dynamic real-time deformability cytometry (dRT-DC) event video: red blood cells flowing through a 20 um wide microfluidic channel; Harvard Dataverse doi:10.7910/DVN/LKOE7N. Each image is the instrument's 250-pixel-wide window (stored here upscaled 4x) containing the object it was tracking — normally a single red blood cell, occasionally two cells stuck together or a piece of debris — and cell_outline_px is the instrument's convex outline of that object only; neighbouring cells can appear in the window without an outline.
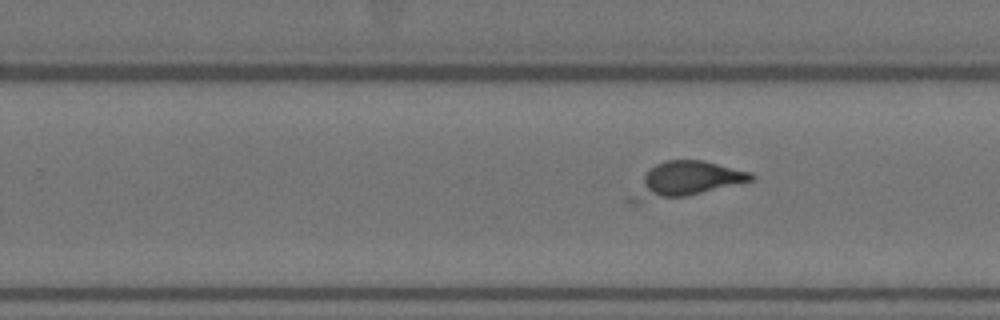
{"species": "Egyptian fruit bat (a non-hibernating species)", "species_latin": "Rousettus aegyptiacus", "temperature_condition": "warm", "stored_images_in_passage": 30, "camera_frame_rate_fps": 3000, "um_per_image_px": 0.085, "animal": {"sex": "female"}, "frame": {"image": 1, "passage_image": 21, "time_ms": 6.667, "image_size_px": [1000, 320], "cell_outline_px": [[756, 180], [684, 196], [640, 204], [628, 204], [628, 196], [648, 168], [664, 160], [704, 160], [752, 172], [756, 176]], "centroid_in_image_um": [58.23, 15.29], "position_along_channel_um": 271.6, "area_um2": 24.97}}
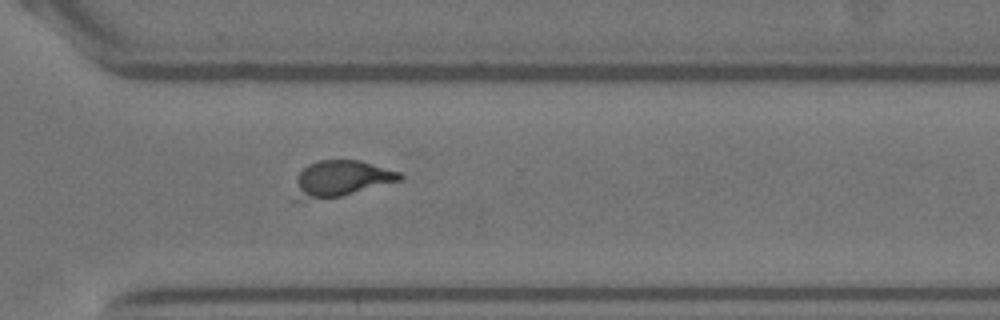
{"frame": {"image": 2, "passage_image": 27, "time_ms": 8.667, "image_size_px": [1000, 320], "cell_outline_px": [[404, 180], [340, 196], [296, 200], [292, 200], [296, 180], [300, 172], [308, 164], [320, 160], [360, 160], [400, 172], [404, 176]], "centroid_in_image_um": [29.0, 15.18], "position_along_channel_um": 341.6, "area_um2": 22.08}}
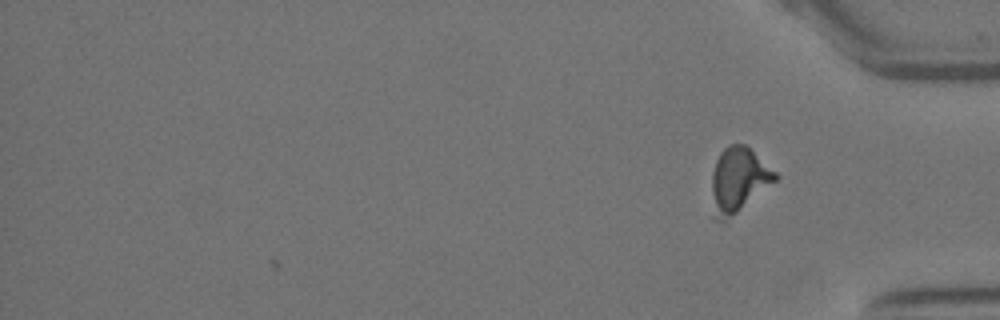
{"frame": {"image": 3, "passage_image": 30, "time_ms": 9.667, "image_size_px": [1000, 320], "cell_outline_px": [[780, 176], [776, 180], [724, 224], [716, 220], [712, 216], [712, 172], [716, 160], [720, 152], [728, 144], [744, 144], [776, 172]], "centroid_in_image_um": [62.73, 15.35], "position_along_channel_um": 372.5, "area_um2": 24.1}}